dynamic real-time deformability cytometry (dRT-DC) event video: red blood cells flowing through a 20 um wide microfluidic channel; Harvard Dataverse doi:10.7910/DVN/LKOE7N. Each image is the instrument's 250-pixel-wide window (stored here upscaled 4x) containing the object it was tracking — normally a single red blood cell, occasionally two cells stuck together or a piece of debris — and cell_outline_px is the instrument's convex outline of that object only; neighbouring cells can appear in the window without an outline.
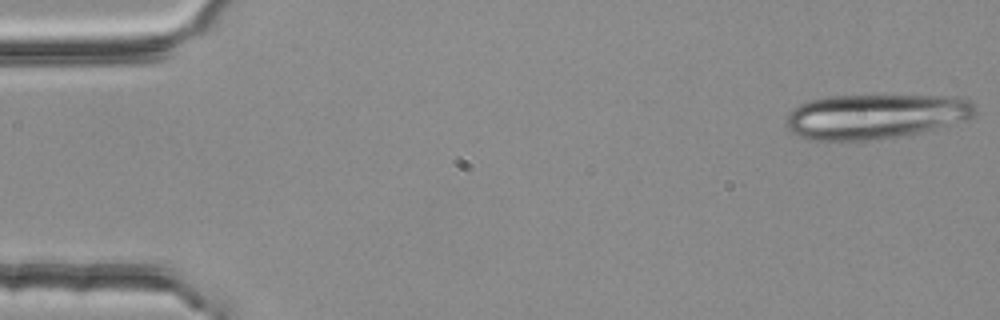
{"species": "common noctule bat (a hibernating species)", "species_latin": "Nyctalus noctula", "temperature_condition": "room temperature", "stored_images_in_passage": 19, "camera_frame_rate_fps": 3000, "um_per_image_px": 0.085, "animal": {"sex": "female", "body_mass_g": 25.1}, "frame": {"image": 1, "passage_image": 1, "time_ms": 0.0, "image_size_px": [1000, 320], "cell_outline_px": [[976, 112], [972, 116], [964, 120], [916, 132], [872, 140], [808, 140], [796, 136], [788, 128], [788, 112], [792, 108], [808, 100], [824, 96], [960, 96], [972, 100], [976, 104]], "centroid_in_image_um": [74.37, 9.87], "position_along_channel_um": 10.6, "area_um2": 49.07}}